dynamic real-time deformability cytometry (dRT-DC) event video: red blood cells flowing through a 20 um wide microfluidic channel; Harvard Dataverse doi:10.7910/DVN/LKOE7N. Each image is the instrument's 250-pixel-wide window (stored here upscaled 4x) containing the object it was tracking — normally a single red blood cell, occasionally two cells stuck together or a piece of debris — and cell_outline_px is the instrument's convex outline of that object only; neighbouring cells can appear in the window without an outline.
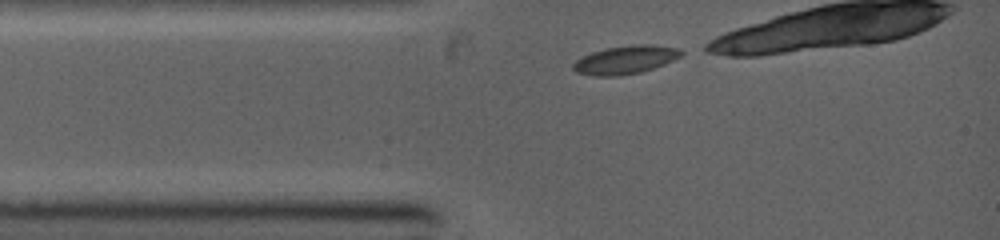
{"species": "common noctule bat (a hibernating species)", "species_latin": "Nyctalus noctula", "temperature_condition": "warm", "stored_images_in_passage": 15, "camera_frame_rate_fps": 5000, "um_per_image_px": 0.085, "animal": {"sex": "female", "body_mass_g": 19.0, "forearm_length_mm": 53.3}, "frame": {"image": 1, "passage_image": 1, "time_ms": 0.0, "image_size_px": [1000, 240], "cell_outline_px": [[688, 52], [664, 64], [640, 72], [620, 76], [596, 76], [576, 72], [572, 68], [572, 64], [580, 56], [604, 48], [632, 44], [652, 44], [680, 48]], "centroid_in_image_um": [53.17, 5.06], "position_along_channel_um": 31.8, "area_um2": 18.09}}